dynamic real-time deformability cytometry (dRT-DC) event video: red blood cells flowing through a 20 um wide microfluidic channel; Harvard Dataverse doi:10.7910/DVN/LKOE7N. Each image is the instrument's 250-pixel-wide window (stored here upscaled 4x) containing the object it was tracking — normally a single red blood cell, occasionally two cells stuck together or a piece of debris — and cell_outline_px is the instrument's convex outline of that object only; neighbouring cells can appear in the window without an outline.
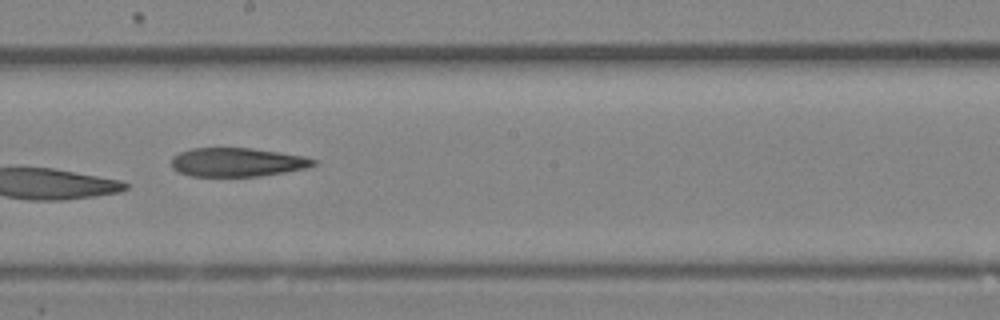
{"species": "Egyptian fruit bat (a non-hibernating species)", "species_latin": "Rousettus aegyptiacus", "temperature_condition": "room temperature", "stored_images_in_passage": 28, "camera_frame_rate_fps": 3000, "um_per_image_px": 0.085, "animal": {"sex": "female"}, "frame": {"image": 1, "passage_image": 16, "time_ms": 5.0, "image_size_px": [1000, 320], "cell_outline_px": [[320, 160], [316, 164], [308, 168], [260, 176], [192, 176], [176, 172], [172, 168], [172, 156], [180, 152], [192, 148], [252, 148], [304, 156]], "centroid_in_image_um": [20.18, 13.79], "position_along_channel_um": 228.0, "area_um2": 23.99}}